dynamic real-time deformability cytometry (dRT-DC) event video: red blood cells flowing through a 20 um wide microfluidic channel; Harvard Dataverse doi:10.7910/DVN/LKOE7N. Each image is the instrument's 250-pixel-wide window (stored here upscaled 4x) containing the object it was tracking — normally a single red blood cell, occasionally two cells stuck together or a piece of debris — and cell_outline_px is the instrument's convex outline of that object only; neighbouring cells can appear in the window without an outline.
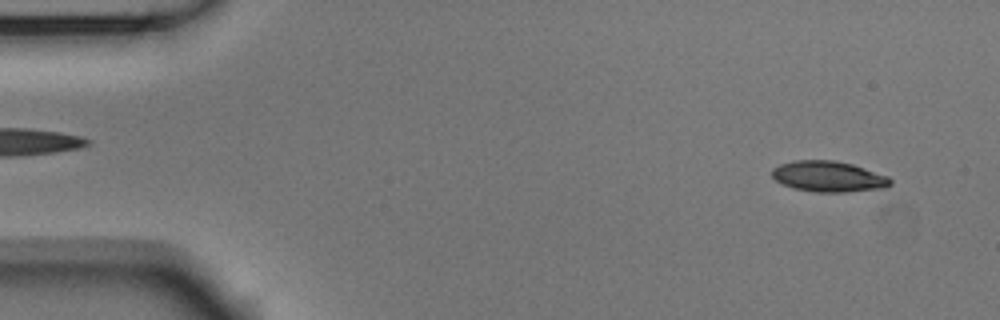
{"species": "Egyptian fruit bat (a non-hibernating species)", "species_latin": "Rousettus aegyptiacus", "temperature_condition": "room temperature", "stored_images_in_passage": 52, "camera_frame_rate_fps": 3000, "um_per_image_px": 0.085, "animal": {"sex": "male"}, "frame": {"image": 1, "passage_image": 3, "time_ms": 0.667, "image_size_px": [1000, 320], "cell_outline_px": [[892, 184], [884, 188], [848, 192], [816, 192], [792, 188], [776, 180], [772, 176], [772, 168], [780, 164], [796, 160], [836, 160], [852, 164], [888, 176], [892, 180]], "centroid_in_image_um": [70.43, 15.0], "position_along_channel_um": 14.6, "area_um2": 21.27}}
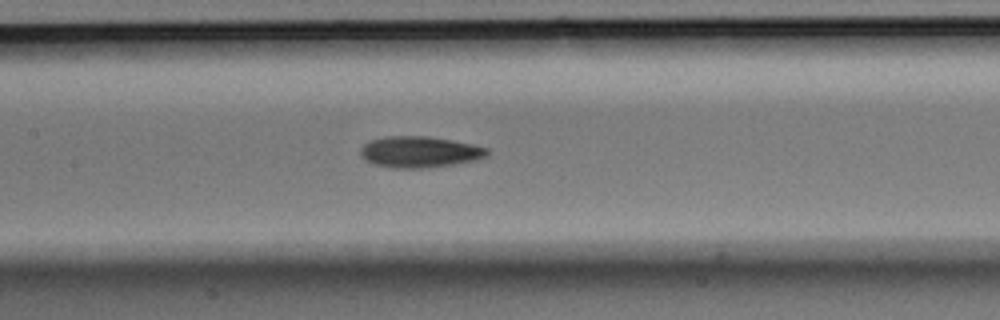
{"frame": {"image": 2, "passage_image": 24, "time_ms": 7.667, "image_size_px": [1000, 320], "cell_outline_px": [[488, 156], [476, 160], [456, 164], [428, 168], [392, 168], [372, 164], [360, 156], [360, 148], [364, 144], [372, 140], [384, 136], [428, 136], [452, 140], [472, 144], [488, 148]], "centroid_in_image_um": [35.66, 12.92], "position_along_channel_um": 171.7, "area_um2": 23.29}}
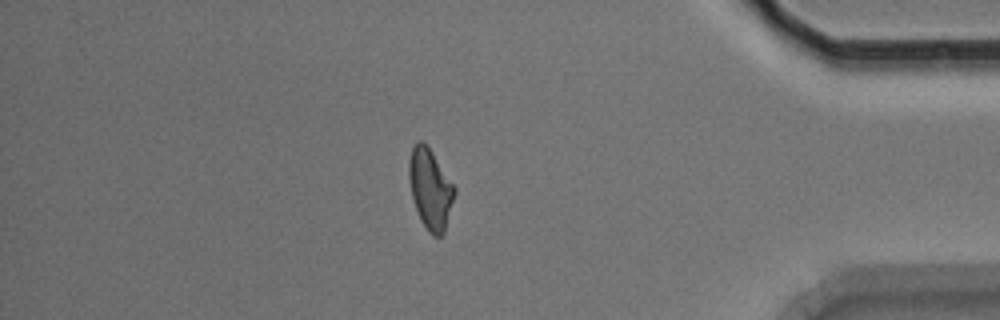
{"frame": {"image": 3, "passage_image": 45, "time_ms": 14.667, "image_size_px": [1000, 320], "cell_outline_px": [[456, 192], [444, 232], [440, 236], [432, 236], [428, 232], [416, 208], [412, 196], [408, 180], [408, 160], [412, 148], [416, 140], [420, 140], [428, 144], [456, 188]], "centroid_in_image_um": [36.57, 15.99], "position_along_channel_um": 398.6, "area_um2": 21.44}, "authors_computed_cell_mechanics": {"area_um2": 21.5305, "velocity_mm_per_s": 3.7433, "shape_relaxation_time_tau1_ms": 6.2263, "shape_relaxation_time_tau2_ms": 4.0578, "deformation_change_tau1": 0.1603, "deformation_change_tau2": 0.1196}}